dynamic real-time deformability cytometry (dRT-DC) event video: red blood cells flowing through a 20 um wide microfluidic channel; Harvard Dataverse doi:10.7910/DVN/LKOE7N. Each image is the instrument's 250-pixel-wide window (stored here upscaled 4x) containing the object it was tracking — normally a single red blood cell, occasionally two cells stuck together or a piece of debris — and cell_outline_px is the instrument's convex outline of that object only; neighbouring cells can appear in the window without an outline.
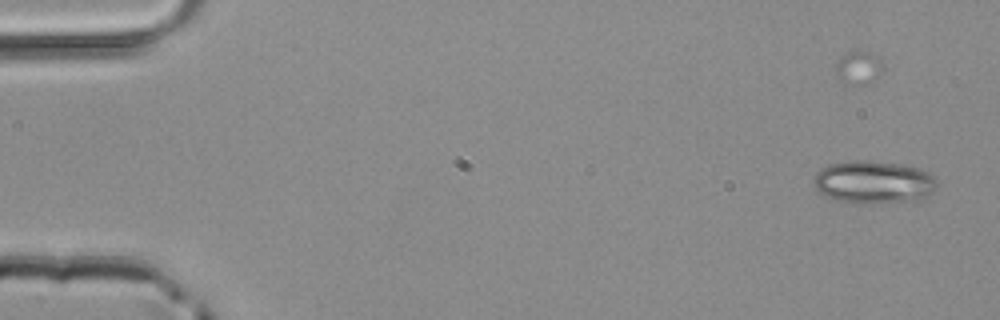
{"species": "common noctule bat (a hibernating species)", "species_latin": "Nyctalus noctula", "temperature_condition": "room temperature", "stored_images_in_passage": 53, "camera_frame_rate_fps": 3000, "um_per_image_px": 0.085, "animal": {"sex": "male", "body_mass_g": 20.4}, "frame": {"image": 1, "passage_image": 6, "time_ms": 1.667, "image_size_px": [1000, 320], "cell_outline_px": [[940, 184], [928, 196], [916, 200], [860, 204], [852, 204], [836, 200], [824, 196], [816, 188], [812, 180], [816, 172], [820, 168], [832, 164], [848, 160], [872, 160], [900, 164], [920, 168], [928, 172]], "centroid_in_image_um": [74.24, 15.48], "position_along_channel_um": 10.8, "area_um2": 31.21}}
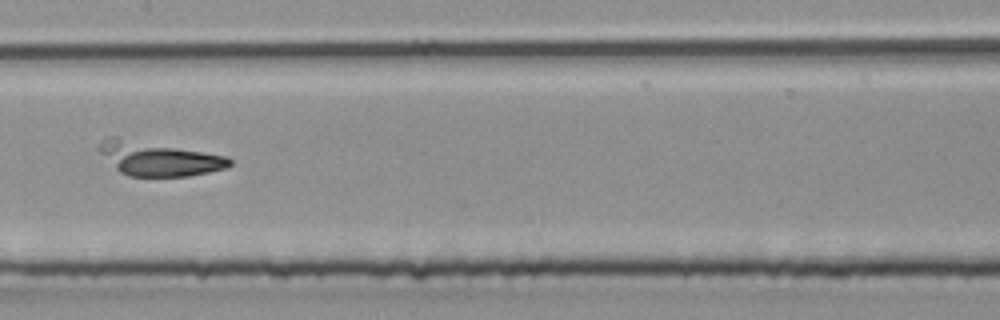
{"frame": {"image": 2, "passage_image": 29, "time_ms": 9.333, "image_size_px": [1000, 320], "cell_outline_px": [[232, 164], [224, 168], [208, 172], [188, 176], [128, 176], [120, 172], [96, 148], [108, 136], [116, 136], [228, 156], [232, 160]], "centroid_in_image_um": [13.47, 13.48], "position_along_channel_um": 193.9, "area_um2": 25.61}}
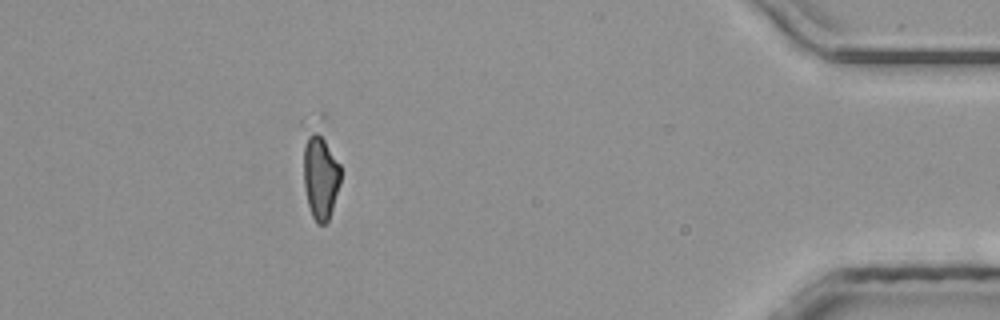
{"frame": {"image": 3, "passage_image": 48, "time_ms": 15.667, "image_size_px": [1000, 320], "cell_outline_px": [[340, 184], [328, 220], [324, 224], [316, 224], [312, 216], [308, 204], [304, 188], [300, 124], [300, 120], [304, 116], [320, 112], [324, 112], [340, 164]], "centroid_in_image_um": [27.14, 14.12], "position_along_channel_um": 408.1, "area_um2": 23.7}}